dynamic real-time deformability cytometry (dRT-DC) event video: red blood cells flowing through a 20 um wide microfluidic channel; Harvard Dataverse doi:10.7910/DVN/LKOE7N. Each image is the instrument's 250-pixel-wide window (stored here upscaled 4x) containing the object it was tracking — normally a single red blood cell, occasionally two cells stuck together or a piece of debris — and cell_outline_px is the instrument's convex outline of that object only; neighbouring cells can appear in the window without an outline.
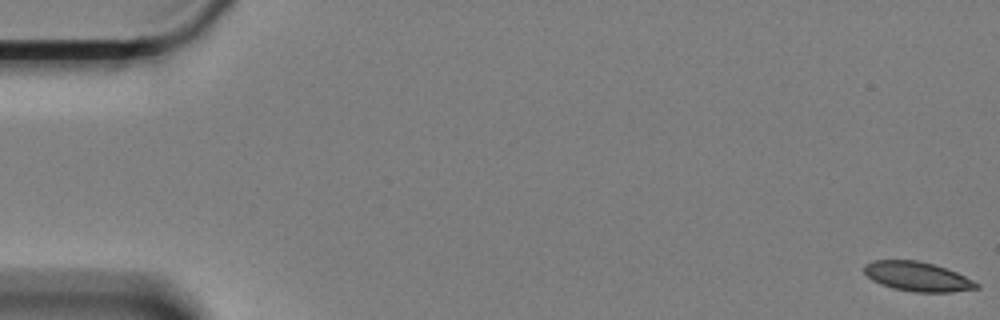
{"species": "Egyptian fruit bat (a non-hibernating species)", "species_latin": "Rousettus aegyptiacus", "temperature_condition": "cold", "stored_images_in_passage": 62, "camera_frame_rate_fps": 3000, "um_per_image_px": 0.085, "animal": {"sex": "female"}, "frame": {"image": 1, "passage_image": 1, "time_ms": 0.0, "image_size_px": [1000, 320], "cell_outline_px": [[980, 288], [952, 292], [912, 292], [892, 288], [880, 284], [872, 280], [864, 272], [864, 264], [876, 260], [916, 260], [932, 264], [956, 272], [980, 284]], "centroid_in_image_um": [77.97, 23.52], "position_along_channel_um": 7.0, "area_um2": 19.19}}
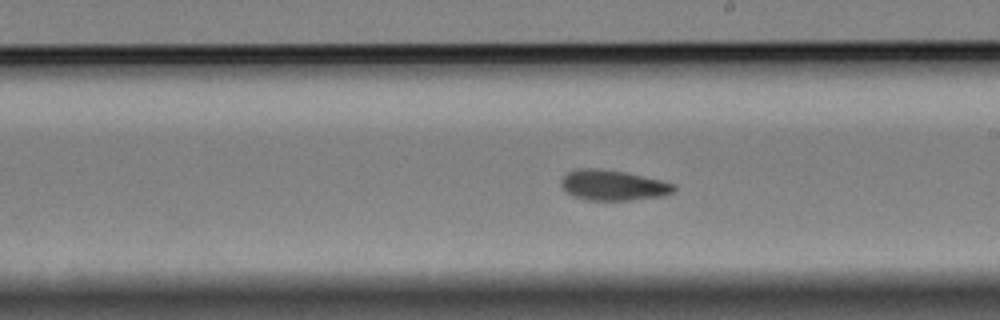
{"frame": {"image": 2, "passage_image": 35, "time_ms": 11.333, "image_size_px": [1000, 320], "cell_outline_px": [[676, 192], [664, 196], [632, 200], [584, 200], [572, 196], [564, 192], [560, 184], [560, 180], [568, 172], [580, 168], [596, 168], [624, 172], [660, 180], [676, 184]], "centroid_in_image_um": [52.1, 15.76], "position_along_channel_um": 236.9, "area_um2": 20.23}}
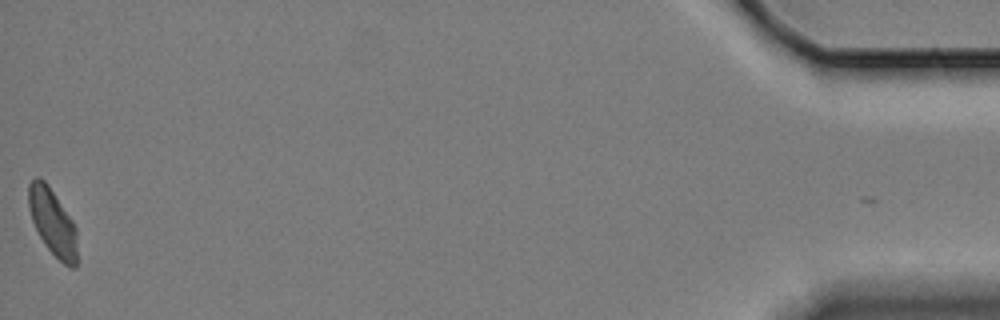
{"frame": {"image": 3, "passage_image": 61, "time_ms": 20.0, "image_size_px": [1000, 320], "cell_outline_px": [[76, 268], [72, 268], [64, 264], [44, 244], [32, 220], [28, 208], [28, 184], [36, 176], [40, 176], [48, 184], [72, 220], [76, 228]], "centroid_in_image_um": [4.45, 18.84], "position_along_channel_um": 430.7, "area_um2": 18.73}, "authors_computed_cell_mechanics": {"area_um2": 19.9121, "velocity_mm_per_s": 3.3125, "shape_relaxation_time_tau1_ms": 9.1245, "shape_relaxation_time_tau2_ms": 4.1517, "deformation_change_tau1": 0.1497, "deformation_change_tau2": 0.0812}}